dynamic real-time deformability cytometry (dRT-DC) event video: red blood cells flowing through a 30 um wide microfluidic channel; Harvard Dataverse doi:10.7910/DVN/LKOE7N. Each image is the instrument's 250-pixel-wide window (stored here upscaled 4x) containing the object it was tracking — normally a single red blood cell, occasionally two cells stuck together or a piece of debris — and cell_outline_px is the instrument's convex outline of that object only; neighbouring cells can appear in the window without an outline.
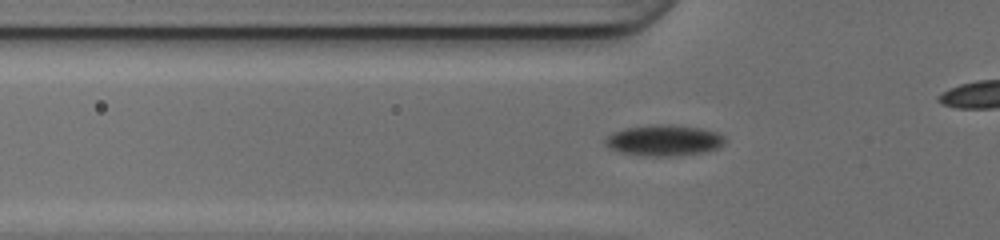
{"species": "common noctule bat (a hibernating species)", "species_latin": "Nyctalus noctula", "temperature_condition": "cold", "stored_images_in_passage": 48, "camera_frame_rate_fps": 3000, "um_per_image_px": 0.085, "animal": {"sex": "female", "body_mass_g": 17.0, "forearm_length_mm": 48.0}, "frame": {"image": 1, "passage_image": 12, "time_ms": 3.667, "image_size_px": [1000, 240], "cell_outline_px": [[724, 140], [716, 148], [704, 152], [672, 156], [644, 156], [620, 152], [608, 148], [604, 144], [604, 140], [612, 132], [624, 128], [656, 124], [664, 124], [700, 128], [716, 132], [724, 136]], "centroid_in_image_um": [56.36, 11.93], "position_along_channel_um": 69.4, "area_um2": 21.44}}
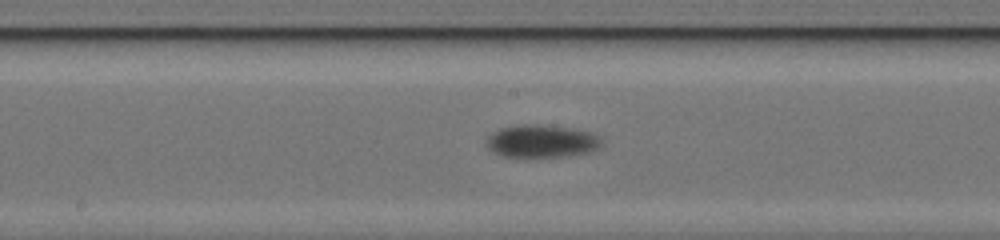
{"frame": {"image": 2, "passage_image": 22, "time_ms": 7.0, "image_size_px": [1000, 240], "cell_outline_px": [[600, 144], [596, 148], [588, 152], [568, 156], [504, 156], [492, 152], [484, 144], [488, 136], [492, 132], [500, 128], [516, 124], [536, 124], [572, 128], [588, 132], [596, 136], [600, 140]], "centroid_in_image_um": [45.94, 11.98], "position_along_channel_um": 202.3, "area_um2": 21.73}}
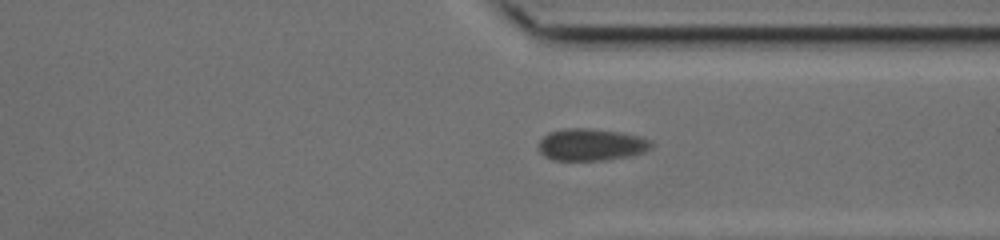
{"frame": {"image": 3, "passage_image": 34, "time_ms": 11.0, "image_size_px": [1000, 240], "cell_outline_px": [[652, 144], [644, 152], [604, 160], [552, 160], [544, 156], [540, 152], [540, 140], [548, 132], [564, 128], [588, 128], [620, 132], [640, 136], [648, 140]], "centroid_in_image_um": [50.19, 12.28], "position_along_channel_um": 361.2, "area_um2": 20.75}, "authors_computed_cell_mechanics": {"area_um2": 20.8369, "velocity_mm_per_s": 3.9879, "shape_relaxation_time_tau1_ms": 1.6393, "shape_relaxation_time_tau2_ms": null, "deformation_change_tau1": 0.0455, "deformation_change_tau2": null}}